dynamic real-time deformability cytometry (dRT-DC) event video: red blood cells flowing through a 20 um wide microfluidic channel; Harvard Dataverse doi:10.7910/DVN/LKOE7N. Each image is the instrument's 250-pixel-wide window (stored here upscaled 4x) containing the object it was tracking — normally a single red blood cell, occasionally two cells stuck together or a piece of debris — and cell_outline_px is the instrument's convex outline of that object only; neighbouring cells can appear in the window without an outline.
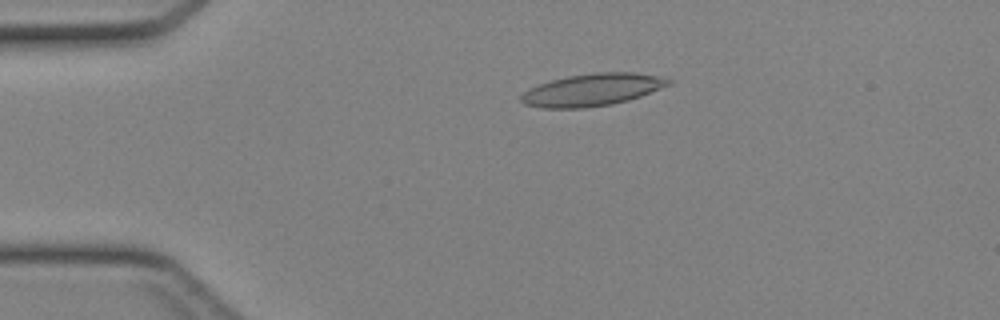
{"species": "Egyptian fruit bat (a non-hibernating species)", "species_latin": "Rousettus aegyptiacus", "temperature_condition": "cold", "stored_images_in_passage": 37, "camera_frame_rate_fps": 3000, "um_per_image_px": 0.085, "animal": {"sex": "female"}, "frame": {"image": 1, "passage_image": 2, "time_ms": 0.333, "image_size_px": [1000, 320], "cell_outline_px": [[676, 80], [672, 84], [640, 96], [628, 100], [612, 104], [584, 108], [544, 108], [524, 104], [520, 100], [520, 96], [528, 88], [552, 80], [568, 76], [592, 72], [632, 72], [656, 76]], "centroid_in_image_um": [50.35, 7.63], "position_along_channel_um": 34.6, "area_um2": 27.74}}
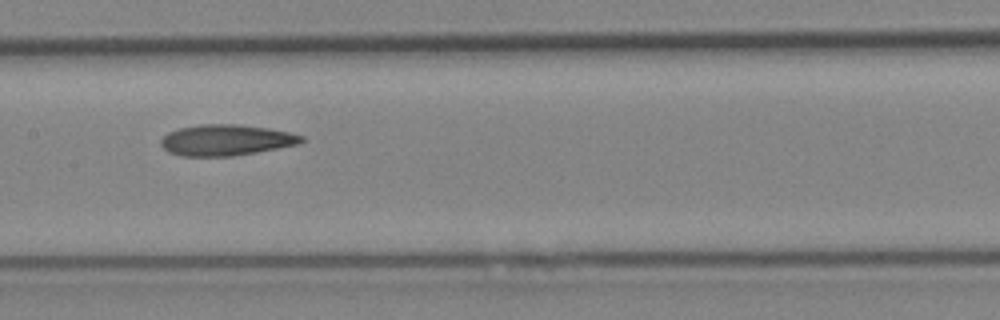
{"frame": {"image": 2, "passage_image": 15, "time_ms": 4.667, "image_size_px": [1000, 320], "cell_outline_px": [[304, 140], [300, 144], [256, 152], [232, 156], [180, 156], [168, 152], [160, 144], [160, 140], [168, 132], [180, 128], [200, 124], [236, 124], [268, 128], [288, 132], [304, 136]], "centroid_in_image_um": [19.2, 11.91], "position_along_channel_um": 188.2, "area_um2": 25.37}}
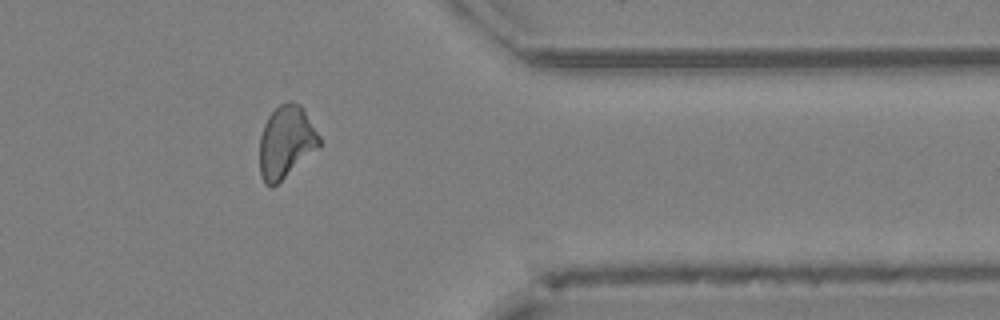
{"frame": {"image": 3, "passage_image": 29, "time_ms": 9.333, "image_size_px": [1000, 320], "cell_outline_px": [[320, 148], [272, 188], [264, 184], [260, 176], [260, 136], [264, 124], [268, 116], [280, 104], [288, 100], [300, 104], [304, 108], [320, 136]], "centroid_in_image_um": [24.33, 12.08], "position_along_channel_um": 387.1, "area_um2": 25.55}}